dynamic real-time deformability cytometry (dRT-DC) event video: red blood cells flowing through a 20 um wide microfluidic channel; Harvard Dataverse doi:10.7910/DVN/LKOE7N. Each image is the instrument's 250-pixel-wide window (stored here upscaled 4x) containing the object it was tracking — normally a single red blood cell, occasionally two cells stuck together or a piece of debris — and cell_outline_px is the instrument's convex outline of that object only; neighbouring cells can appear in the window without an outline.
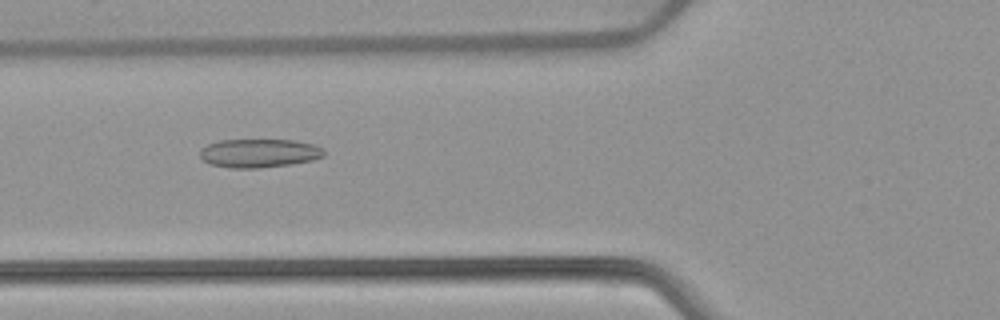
{"species": "common noctule bat (a hibernating species)", "species_latin": "Nyctalus noctula", "temperature_condition": "warm", "stored_images_in_passage": 53, "camera_frame_rate_fps": 3000, "um_per_image_px": 0.085, "animal": {"sex": "female", "body_mass_g": 22.7, "forearm_length_mm": 54.2}, "frame": {"image": 1, "passage_image": 20, "time_ms": 6.333, "image_size_px": [1000, 320], "cell_outline_px": [[324, 156], [312, 160], [292, 164], [260, 168], [232, 168], [208, 164], [200, 156], [200, 148], [208, 144], [220, 140], [296, 140], [312, 144], [324, 148]], "centroid_in_image_um": [22.02, 13.02], "position_along_channel_um": 103.8, "area_um2": 20.81}}
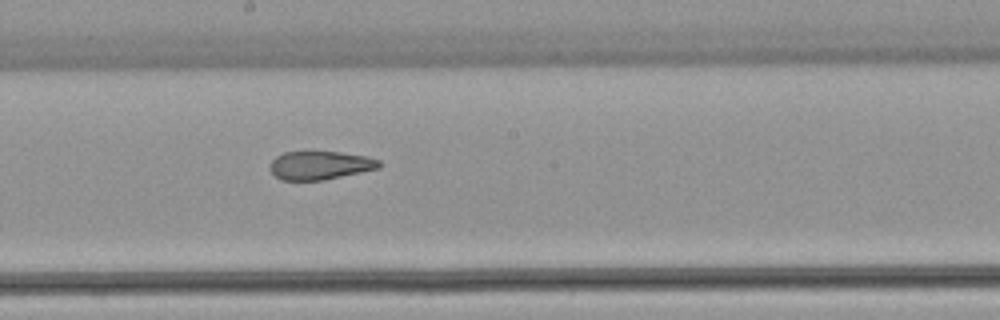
{"frame": {"image": 2, "passage_image": 29, "time_ms": 9.333, "image_size_px": [1000, 320], "cell_outline_px": [[380, 168], [324, 180], [280, 180], [268, 168], [268, 164], [276, 156], [284, 152], [340, 152], [368, 156], [380, 160]], "centroid_in_image_um": [27.19, 14.05], "position_along_channel_um": 221.0, "area_um2": 18.21}}
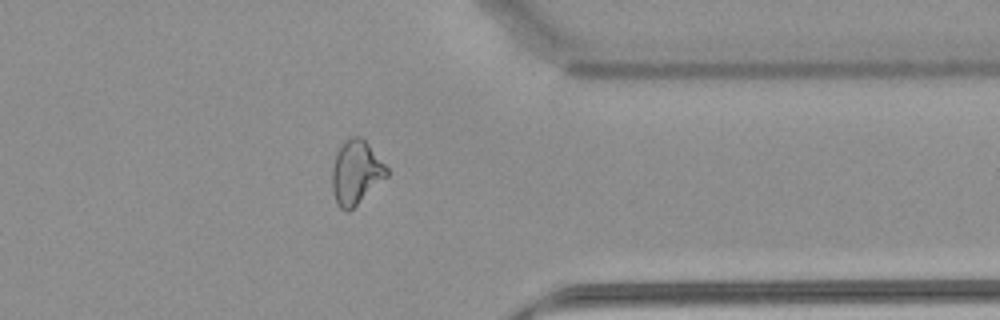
{"frame": {"image": 3, "passage_image": 42, "time_ms": 13.667, "image_size_px": [1000, 320], "cell_outline_px": [[388, 176], [348, 212], [340, 208], [336, 204], [332, 192], [332, 164], [336, 152], [340, 144], [348, 136], [360, 136], [368, 144], [388, 168]], "centroid_in_image_um": [30.23, 14.64], "position_along_channel_um": 381.2, "area_um2": 20.52}, "authors_computed_cell_mechanics": {"area_um2": 22.1374, "velocity_mm_per_s": 3.9024, "shape_relaxation_time_tau1_ms": null, "shape_relaxation_time_tau2_ms": 2.3709, "deformation_change_tau1": null, "deformation_change_tau2": 0.107}}